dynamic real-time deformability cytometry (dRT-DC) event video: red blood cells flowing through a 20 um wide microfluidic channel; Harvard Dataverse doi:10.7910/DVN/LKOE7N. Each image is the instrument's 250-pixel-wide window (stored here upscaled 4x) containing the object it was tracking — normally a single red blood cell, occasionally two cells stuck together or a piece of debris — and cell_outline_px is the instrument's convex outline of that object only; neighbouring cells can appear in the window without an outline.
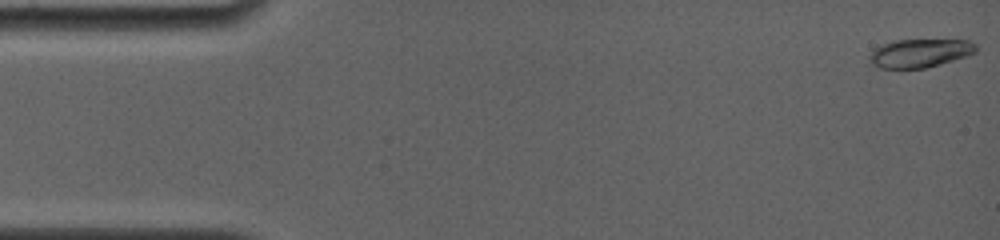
{"species": "common noctule bat (a hibernating species)", "species_latin": "Nyctalus noctula", "temperature_condition": "room temperature", "stored_images_in_passage": 27, "camera_frame_rate_fps": 4000, "um_per_image_px": 0.085, "animal": {"sex": "female", "body_mass_g": 19.0, "forearm_length_mm": 56.7}, "frame": {"image": 1, "passage_image": 1, "time_ms": 0.0, "image_size_px": [1000, 240], "cell_outline_px": [[976, 52], [940, 64], [924, 68], [880, 68], [872, 64], [868, 60], [868, 56], [880, 44], [896, 40], [968, 40], [976, 44]], "centroid_in_image_um": [78.15, 4.51], "position_along_channel_um": 6.9, "area_um2": 17.51}}
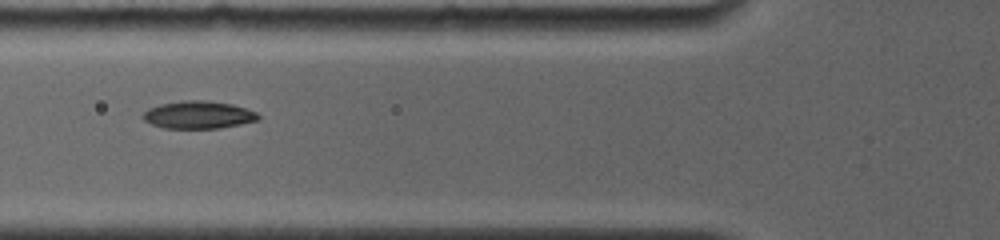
{"frame": {"image": 2, "passage_image": 13, "time_ms": 6.0, "image_size_px": [1000, 240], "cell_outline_px": [[260, 120], [220, 128], [164, 128], [152, 124], [144, 120], [140, 116], [148, 108], [160, 104], [184, 100], [208, 100], [232, 104], [256, 112], [260, 116]], "centroid_in_image_um": [16.85, 9.76], "position_along_channel_um": 108.9, "area_um2": 18.61}}
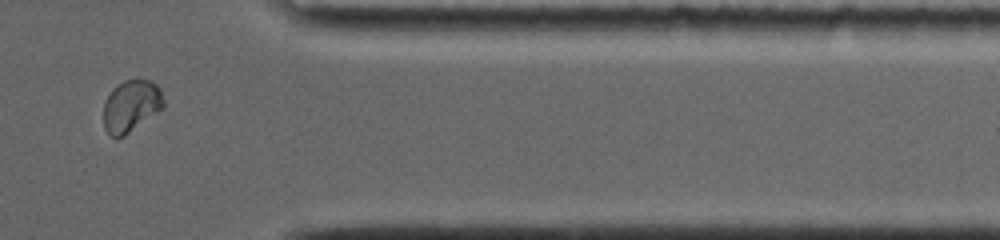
{"frame": {"image": 3, "passage_image": 24, "time_ms": 13.75, "image_size_px": [1000, 240], "cell_outline_px": [[164, 108], [124, 136], [112, 136], [104, 128], [104, 104], [112, 88], [116, 84], [124, 80], [152, 80], [160, 88], [164, 100]], "centroid_in_image_um": [11.17, 8.98], "position_along_channel_um": 400.2, "area_um2": 18.15}, "authors_computed_cell_mechanics": {"area_um2": 18.207, "velocity_mm_per_s": 3.8276, "shape_relaxation_time_tau1_ms": 3.6748, "shape_relaxation_time_tau2_ms": 0.9569, "deformation_change_tau1": 0.151, "deformation_change_tau2": 0.024}}